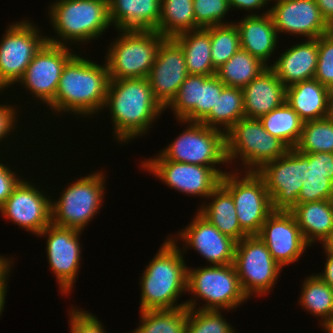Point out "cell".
Masks as SVG:
<instances>
[{
  "instance_id": "40",
  "label": "cell",
  "mask_w": 333,
  "mask_h": 333,
  "mask_svg": "<svg viewBox=\"0 0 333 333\" xmlns=\"http://www.w3.org/2000/svg\"><path fill=\"white\" fill-rule=\"evenodd\" d=\"M220 310L187 309L185 333H236Z\"/></svg>"
},
{
  "instance_id": "1",
  "label": "cell",
  "mask_w": 333,
  "mask_h": 333,
  "mask_svg": "<svg viewBox=\"0 0 333 333\" xmlns=\"http://www.w3.org/2000/svg\"><path fill=\"white\" fill-rule=\"evenodd\" d=\"M107 107L114 139L121 143L146 134L155 118L165 111L154 98L148 78L110 79L104 105Z\"/></svg>"
},
{
  "instance_id": "10",
  "label": "cell",
  "mask_w": 333,
  "mask_h": 333,
  "mask_svg": "<svg viewBox=\"0 0 333 333\" xmlns=\"http://www.w3.org/2000/svg\"><path fill=\"white\" fill-rule=\"evenodd\" d=\"M235 172H226L220 183L232 195L241 229L248 236L257 235L274 211L270 195L264 179L257 172L245 171V175Z\"/></svg>"
},
{
  "instance_id": "19",
  "label": "cell",
  "mask_w": 333,
  "mask_h": 333,
  "mask_svg": "<svg viewBox=\"0 0 333 333\" xmlns=\"http://www.w3.org/2000/svg\"><path fill=\"white\" fill-rule=\"evenodd\" d=\"M188 75L184 51L173 38H165L159 45L154 64L147 77L154 98L165 110L177 96L181 84Z\"/></svg>"
},
{
  "instance_id": "44",
  "label": "cell",
  "mask_w": 333,
  "mask_h": 333,
  "mask_svg": "<svg viewBox=\"0 0 333 333\" xmlns=\"http://www.w3.org/2000/svg\"><path fill=\"white\" fill-rule=\"evenodd\" d=\"M0 160V207L4 204L7 198L11 195L15 186L19 183L20 176L16 175V171H12V168L7 164H2ZM11 168V170H10Z\"/></svg>"
},
{
  "instance_id": "31",
  "label": "cell",
  "mask_w": 333,
  "mask_h": 333,
  "mask_svg": "<svg viewBox=\"0 0 333 333\" xmlns=\"http://www.w3.org/2000/svg\"><path fill=\"white\" fill-rule=\"evenodd\" d=\"M185 54L189 75L212 76L216 74L211 60L210 26L186 31L173 37Z\"/></svg>"
},
{
  "instance_id": "43",
  "label": "cell",
  "mask_w": 333,
  "mask_h": 333,
  "mask_svg": "<svg viewBox=\"0 0 333 333\" xmlns=\"http://www.w3.org/2000/svg\"><path fill=\"white\" fill-rule=\"evenodd\" d=\"M70 333H106L102 322L90 312L82 309H70Z\"/></svg>"
},
{
  "instance_id": "30",
  "label": "cell",
  "mask_w": 333,
  "mask_h": 333,
  "mask_svg": "<svg viewBox=\"0 0 333 333\" xmlns=\"http://www.w3.org/2000/svg\"><path fill=\"white\" fill-rule=\"evenodd\" d=\"M209 204H202L198 212L214 225L222 234L236 242L248 235L241 229L236 215L235 204L231 193L220 183L208 196Z\"/></svg>"
},
{
  "instance_id": "16",
  "label": "cell",
  "mask_w": 333,
  "mask_h": 333,
  "mask_svg": "<svg viewBox=\"0 0 333 333\" xmlns=\"http://www.w3.org/2000/svg\"><path fill=\"white\" fill-rule=\"evenodd\" d=\"M81 233L82 231L51 223L38 234L40 237H47L46 257L63 295L69 294L76 282L81 263Z\"/></svg>"
},
{
  "instance_id": "42",
  "label": "cell",
  "mask_w": 333,
  "mask_h": 333,
  "mask_svg": "<svg viewBox=\"0 0 333 333\" xmlns=\"http://www.w3.org/2000/svg\"><path fill=\"white\" fill-rule=\"evenodd\" d=\"M314 78L333 91V30L318 38V63Z\"/></svg>"
},
{
  "instance_id": "18",
  "label": "cell",
  "mask_w": 333,
  "mask_h": 333,
  "mask_svg": "<svg viewBox=\"0 0 333 333\" xmlns=\"http://www.w3.org/2000/svg\"><path fill=\"white\" fill-rule=\"evenodd\" d=\"M257 236L281 267L298 262L306 248L310 247L290 211L274 210Z\"/></svg>"
},
{
  "instance_id": "14",
  "label": "cell",
  "mask_w": 333,
  "mask_h": 333,
  "mask_svg": "<svg viewBox=\"0 0 333 333\" xmlns=\"http://www.w3.org/2000/svg\"><path fill=\"white\" fill-rule=\"evenodd\" d=\"M69 47L46 42L18 80L17 83H21L20 87L28 89L33 94L32 97L48 106L56 96L66 63L76 54Z\"/></svg>"
},
{
  "instance_id": "52",
  "label": "cell",
  "mask_w": 333,
  "mask_h": 333,
  "mask_svg": "<svg viewBox=\"0 0 333 333\" xmlns=\"http://www.w3.org/2000/svg\"><path fill=\"white\" fill-rule=\"evenodd\" d=\"M328 117L333 121V91L329 101V115Z\"/></svg>"
},
{
  "instance_id": "26",
  "label": "cell",
  "mask_w": 333,
  "mask_h": 333,
  "mask_svg": "<svg viewBox=\"0 0 333 333\" xmlns=\"http://www.w3.org/2000/svg\"><path fill=\"white\" fill-rule=\"evenodd\" d=\"M235 25L239 30L241 49L270 66L268 61L277 48L278 35L269 11L262 15L251 12Z\"/></svg>"
},
{
  "instance_id": "9",
  "label": "cell",
  "mask_w": 333,
  "mask_h": 333,
  "mask_svg": "<svg viewBox=\"0 0 333 333\" xmlns=\"http://www.w3.org/2000/svg\"><path fill=\"white\" fill-rule=\"evenodd\" d=\"M101 172L95 171L72 182L57 201H51L52 224L84 230L103 204L106 176Z\"/></svg>"
},
{
  "instance_id": "48",
  "label": "cell",
  "mask_w": 333,
  "mask_h": 333,
  "mask_svg": "<svg viewBox=\"0 0 333 333\" xmlns=\"http://www.w3.org/2000/svg\"><path fill=\"white\" fill-rule=\"evenodd\" d=\"M322 17L333 28V0H315Z\"/></svg>"
},
{
  "instance_id": "45",
  "label": "cell",
  "mask_w": 333,
  "mask_h": 333,
  "mask_svg": "<svg viewBox=\"0 0 333 333\" xmlns=\"http://www.w3.org/2000/svg\"><path fill=\"white\" fill-rule=\"evenodd\" d=\"M15 109L13 105H5L4 103L0 105V142L7 139L5 137H8L12 131H16V115L18 114Z\"/></svg>"
},
{
  "instance_id": "2",
  "label": "cell",
  "mask_w": 333,
  "mask_h": 333,
  "mask_svg": "<svg viewBox=\"0 0 333 333\" xmlns=\"http://www.w3.org/2000/svg\"><path fill=\"white\" fill-rule=\"evenodd\" d=\"M109 73L99 65L75 54L65 65L54 100L47 106L55 113L87 117L104 109ZM99 110V111H98Z\"/></svg>"
},
{
  "instance_id": "21",
  "label": "cell",
  "mask_w": 333,
  "mask_h": 333,
  "mask_svg": "<svg viewBox=\"0 0 333 333\" xmlns=\"http://www.w3.org/2000/svg\"><path fill=\"white\" fill-rule=\"evenodd\" d=\"M268 11L277 34L289 33L307 39L328 34L332 27L322 17L315 0H274Z\"/></svg>"
},
{
  "instance_id": "38",
  "label": "cell",
  "mask_w": 333,
  "mask_h": 333,
  "mask_svg": "<svg viewBox=\"0 0 333 333\" xmlns=\"http://www.w3.org/2000/svg\"><path fill=\"white\" fill-rule=\"evenodd\" d=\"M295 149L300 153H333V121L325 117L304 122Z\"/></svg>"
},
{
  "instance_id": "17",
  "label": "cell",
  "mask_w": 333,
  "mask_h": 333,
  "mask_svg": "<svg viewBox=\"0 0 333 333\" xmlns=\"http://www.w3.org/2000/svg\"><path fill=\"white\" fill-rule=\"evenodd\" d=\"M44 192L22 177L0 207L1 215L37 236L52 223V199Z\"/></svg>"
},
{
  "instance_id": "36",
  "label": "cell",
  "mask_w": 333,
  "mask_h": 333,
  "mask_svg": "<svg viewBox=\"0 0 333 333\" xmlns=\"http://www.w3.org/2000/svg\"><path fill=\"white\" fill-rule=\"evenodd\" d=\"M299 303L323 323L333 314V289L317 274L304 280Z\"/></svg>"
},
{
  "instance_id": "15",
  "label": "cell",
  "mask_w": 333,
  "mask_h": 333,
  "mask_svg": "<svg viewBox=\"0 0 333 333\" xmlns=\"http://www.w3.org/2000/svg\"><path fill=\"white\" fill-rule=\"evenodd\" d=\"M141 167L170 188L205 199H208L221 180V176L212 167L169 161L159 153L155 158L142 161Z\"/></svg>"
},
{
  "instance_id": "32",
  "label": "cell",
  "mask_w": 333,
  "mask_h": 333,
  "mask_svg": "<svg viewBox=\"0 0 333 333\" xmlns=\"http://www.w3.org/2000/svg\"><path fill=\"white\" fill-rule=\"evenodd\" d=\"M242 88L224 86L216 105L201 121L204 125L226 133L241 118H244ZM221 126V127H220ZM222 128V129H221Z\"/></svg>"
},
{
  "instance_id": "27",
  "label": "cell",
  "mask_w": 333,
  "mask_h": 333,
  "mask_svg": "<svg viewBox=\"0 0 333 333\" xmlns=\"http://www.w3.org/2000/svg\"><path fill=\"white\" fill-rule=\"evenodd\" d=\"M332 91L317 79L304 80L286 87L285 102L303 122L328 117Z\"/></svg>"
},
{
  "instance_id": "49",
  "label": "cell",
  "mask_w": 333,
  "mask_h": 333,
  "mask_svg": "<svg viewBox=\"0 0 333 333\" xmlns=\"http://www.w3.org/2000/svg\"><path fill=\"white\" fill-rule=\"evenodd\" d=\"M11 269H9L1 278H0V315H2V312L4 311V305H5V298L7 293V278H9Z\"/></svg>"
},
{
  "instance_id": "12",
  "label": "cell",
  "mask_w": 333,
  "mask_h": 333,
  "mask_svg": "<svg viewBox=\"0 0 333 333\" xmlns=\"http://www.w3.org/2000/svg\"><path fill=\"white\" fill-rule=\"evenodd\" d=\"M0 41V91L2 92L23 76L26 68L47 36L28 20L12 23Z\"/></svg>"
},
{
  "instance_id": "35",
  "label": "cell",
  "mask_w": 333,
  "mask_h": 333,
  "mask_svg": "<svg viewBox=\"0 0 333 333\" xmlns=\"http://www.w3.org/2000/svg\"><path fill=\"white\" fill-rule=\"evenodd\" d=\"M268 66L248 51L239 49L216 71V76L226 86L243 88Z\"/></svg>"
},
{
  "instance_id": "5",
  "label": "cell",
  "mask_w": 333,
  "mask_h": 333,
  "mask_svg": "<svg viewBox=\"0 0 333 333\" xmlns=\"http://www.w3.org/2000/svg\"><path fill=\"white\" fill-rule=\"evenodd\" d=\"M187 292L206 302L202 308H197V298H190L185 301L187 309L228 311L248 299L241 288L234 264L188 267Z\"/></svg>"
},
{
  "instance_id": "33",
  "label": "cell",
  "mask_w": 333,
  "mask_h": 333,
  "mask_svg": "<svg viewBox=\"0 0 333 333\" xmlns=\"http://www.w3.org/2000/svg\"><path fill=\"white\" fill-rule=\"evenodd\" d=\"M195 22L193 0H161L158 32L165 38L200 29Z\"/></svg>"
},
{
  "instance_id": "46",
  "label": "cell",
  "mask_w": 333,
  "mask_h": 333,
  "mask_svg": "<svg viewBox=\"0 0 333 333\" xmlns=\"http://www.w3.org/2000/svg\"><path fill=\"white\" fill-rule=\"evenodd\" d=\"M230 9H241L247 12H253L258 9L266 7V5L273 0H228Z\"/></svg>"
},
{
  "instance_id": "3",
  "label": "cell",
  "mask_w": 333,
  "mask_h": 333,
  "mask_svg": "<svg viewBox=\"0 0 333 333\" xmlns=\"http://www.w3.org/2000/svg\"><path fill=\"white\" fill-rule=\"evenodd\" d=\"M167 238L142 273L140 311L186 307V302H176L187 291L188 267L181 248L176 245L178 240Z\"/></svg>"
},
{
  "instance_id": "13",
  "label": "cell",
  "mask_w": 333,
  "mask_h": 333,
  "mask_svg": "<svg viewBox=\"0 0 333 333\" xmlns=\"http://www.w3.org/2000/svg\"><path fill=\"white\" fill-rule=\"evenodd\" d=\"M257 173L264 179L273 210L290 211L297 205L305 179V155L295 148L266 163Z\"/></svg>"
},
{
  "instance_id": "39",
  "label": "cell",
  "mask_w": 333,
  "mask_h": 333,
  "mask_svg": "<svg viewBox=\"0 0 333 333\" xmlns=\"http://www.w3.org/2000/svg\"><path fill=\"white\" fill-rule=\"evenodd\" d=\"M211 60L217 70L241 47L239 30L235 23L210 26Z\"/></svg>"
},
{
  "instance_id": "22",
  "label": "cell",
  "mask_w": 333,
  "mask_h": 333,
  "mask_svg": "<svg viewBox=\"0 0 333 333\" xmlns=\"http://www.w3.org/2000/svg\"><path fill=\"white\" fill-rule=\"evenodd\" d=\"M186 228L178 233L181 240L186 243L181 251L193 248L201 254L210 265H228L234 263L236 241L222 234L199 212Z\"/></svg>"
},
{
  "instance_id": "51",
  "label": "cell",
  "mask_w": 333,
  "mask_h": 333,
  "mask_svg": "<svg viewBox=\"0 0 333 333\" xmlns=\"http://www.w3.org/2000/svg\"><path fill=\"white\" fill-rule=\"evenodd\" d=\"M320 326H323V329L326 330L327 333H333V314Z\"/></svg>"
},
{
  "instance_id": "4",
  "label": "cell",
  "mask_w": 333,
  "mask_h": 333,
  "mask_svg": "<svg viewBox=\"0 0 333 333\" xmlns=\"http://www.w3.org/2000/svg\"><path fill=\"white\" fill-rule=\"evenodd\" d=\"M49 8L51 25L58 34V38L47 37L52 44H85L103 35L112 25L108 0H56Z\"/></svg>"
},
{
  "instance_id": "20",
  "label": "cell",
  "mask_w": 333,
  "mask_h": 333,
  "mask_svg": "<svg viewBox=\"0 0 333 333\" xmlns=\"http://www.w3.org/2000/svg\"><path fill=\"white\" fill-rule=\"evenodd\" d=\"M225 84L215 75H188L181 84L177 96L166 107L171 108L178 119L201 122L216 105Z\"/></svg>"
},
{
  "instance_id": "6",
  "label": "cell",
  "mask_w": 333,
  "mask_h": 333,
  "mask_svg": "<svg viewBox=\"0 0 333 333\" xmlns=\"http://www.w3.org/2000/svg\"><path fill=\"white\" fill-rule=\"evenodd\" d=\"M119 33L105 57L109 78H147L165 37L158 31L121 30Z\"/></svg>"
},
{
  "instance_id": "37",
  "label": "cell",
  "mask_w": 333,
  "mask_h": 333,
  "mask_svg": "<svg viewBox=\"0 0 333 333\" xmlns=\"http://www.w3.org/2000/svg\"><path fill=\"white\" fill-rule=\"evenodd\" d=\"M140 314V324L132 333H185L186 307L140 311Z\"/></svg>"
},
{
  "instance_id": "24",
  "label": "cell",
  "mask_w": 333,
  "mask_h": 333,
  "mask_svg": "<svg viewBox=\"0 0 333 333\" xmlns=\"http://www.w3.org/2000/svg\"><path fill=\"white\" fill-rule=\"evenodd\" d=\"M318 63V38L306 39L281 54L270 67L285 87L313 79Z\"/></svg>"
},
{
  "instance_id": "23",
  "label": "cell",
  "mask_w": 333,
  "mask_h": 333,
  "mask_svg": "<svg viewBox=\"0 0 333 333\" xmlns=\"http://www.w3.org/2000/svg\"><path fill=\"white\" fill-rule=\"evenodd\" d=\"M244 114L259 119L285 102L286 87L268 66L248 85L242 88Z\"/></svg>"
},
{
  "instance_id": "25",
  "label": "cell",
  "mask_w": 333,
  "mask_h": 333,
  "mask_svg": "<svg viewBox=\"0 0 333 333\" xmlns=\"http://www.w3.org/2000/svg\"><path fill=\"white\" fill-rule=\"evenodd\" d=\"M108 6L116 30L158 31L161 0H108Z\"/></svg>"
},
{
  "instance_id": "34",
  "label": "cell",
  "mask_w": 333,
  "mask_h": 333,
  "mask_svg": "<svg viewBox=\"0 0 333 333\" xmlns=\"http://www.w3.org/2000/svg\"><path fill=\"white\" fill-rule=\"evenodd\" d=\"M263 128L289 149L298 144L303 127L299 115L286 103L259 118Z\"/></svg>"
},
{
  "instance_id": "41",
  "label": "cell",
  "mask_w": 333,
  "mask_h": 333,
  "mask_svg": "<svg viewBox=\"0 0 333 333\" xmlns=\"http://www.w3.org/2000/svg\"><path fill=\"white\" fill-rule=\"evenodd\" d=\"M193 6L195 22L201 28L231 24L223 21L230 10L228 0H193Z\"/></svg>"
},
{
  "instance_id": "11",
  "label": "cell",
  "mask_w": 333,
  "mask_h": 333,
  "mask_svg": "<svg viewBox=\"0 0 333 333\" xmlns=\"http://www.w3.org/2000/svg\"><path fill=\"white\" fill-rule=\"evenodd\" d=\"M233 264L248 299L254 294L260 297L269 293L283 269L257 235L236 242Z\"/></svg>"
},
{
  "instance_id": "7",
  "label": "cell",
  "mask_w": 333,
  "mask_h": 333,
  "mask_svg": "<svg viewBox=\"0 0 333 333\" xmlns=\"http://www.w3.org/2000/svg\"><path fill=\"white\" fill-rule=\"evenodd\" d=\"M227 162L240 158L246 172H257L266 163L282 157L289 148L263 128L256 118H241L226 133ZM243 164V165H242Z\"/></svg>"
},
{
  "instance_id": "29",
  "label": "cell",
  "mask_w": 333,
  "mask_h": 333,
  "mask_svg": "<svg viewBox=\"0 0 333 333\" xmlns=\"http://www.w3.org/2000/svg\"><path fill=\"white\" fill-rule=\"evenodd\" d=\"M290 212L310 246L323 243L333 228V200L297 203Z\"/></svg>"
},
{
  "instance_id": "50",
  "label": "cell",
  "mask_w": 333,
  "mask_h": 333,
  "mask_svg": "<svg viewBox=\"0 0 333 333\" xmlns=\"http://www.w3.org/2000/svg\"><path fill=\"white\" fill-rule=\"evenodd\" d=\"M322 244L324 250L333 252V228L331 229L329 236L324 240Z\"/></svg>"
},
{
  "instance_id": "8",
  "label": "cell",
  "mask_w": 333,
  "mask_h": 333,
  "mask_svg": "<svg viewBox=\"0 0 333 333\" xmlns=\"http://www.w3.org/2000/svg\"><path fill=\"white\" fill-rule=\"evenodd\" d=\"M181 122L186 130L159 154L169 161L212 167L222 177L227 171L215 166L228 164L225 133L201 122Z\"/></svg>"
},
{
  "instance_id": "28",
  "label": "cell",
  "mask_w": 333,
  "mask_h": 333,
  "mask_svg": "<svg viewBox=\"0 0 333 333\" xmlns=\"http://www.w3.org/2000/svg\"><path fill=\"white\" fill-rule=\"evenodd\" d=\"M305 181L297 203L333 200V153H303Z\"/></svg>"
},
{
  "instance_id": "47",
  "label": "cell",
  "mask_w": 333,
  "mask_h": 333,
  "mask_svg": "<svg viewBox=\"0 0 333 333\" xmlns=\"http://www.w3.org/2000/svg\"><path fill=\"white\" fill-rule=\"evenodd\" d=\"M324 252L327 256L324 271L317 275L333 289V252L327 250Z\"/></svg>"
}]
</instances>
